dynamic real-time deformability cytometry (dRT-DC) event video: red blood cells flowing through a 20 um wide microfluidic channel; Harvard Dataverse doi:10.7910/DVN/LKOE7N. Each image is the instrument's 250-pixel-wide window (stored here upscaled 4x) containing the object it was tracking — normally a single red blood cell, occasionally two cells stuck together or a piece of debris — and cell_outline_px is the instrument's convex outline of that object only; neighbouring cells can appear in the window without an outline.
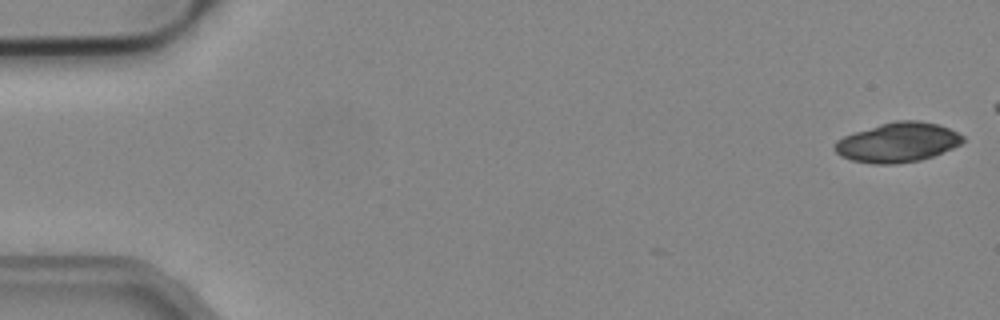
{"species": "common noctule bat (a hibernating species)", "species_latin": "Nyctalus noctula", "temperature_condition": "cold", "stored_images_in_passage": 3, "camera_frame_rate_fps": 3000, "um_per_image_px": 0.085, "animal": {"sex": "male", "body_mass_g": 19.2, "forearm_length_mm": 51.8}, "frame": {"image": 1, "passage_image": 1, "time_ms": 0.0, "image_size_px": [1000, 320], "cell_outline_px": [[964, 140], [960, 144], [952, 148], [932, 156], [920, 160], [896, 164], [872, 164], [852, 160], [840, 156], [832, 148], [832, 144], [836, 140], [852, 132], [880, 124], [896, 120], [920, 120], [936, 124], [948, 128], [964, 136]], "centroid_in_image_um": [76.25, 12.1], "position_along_channel_um": 8.8, "area_um2": 29.71}}